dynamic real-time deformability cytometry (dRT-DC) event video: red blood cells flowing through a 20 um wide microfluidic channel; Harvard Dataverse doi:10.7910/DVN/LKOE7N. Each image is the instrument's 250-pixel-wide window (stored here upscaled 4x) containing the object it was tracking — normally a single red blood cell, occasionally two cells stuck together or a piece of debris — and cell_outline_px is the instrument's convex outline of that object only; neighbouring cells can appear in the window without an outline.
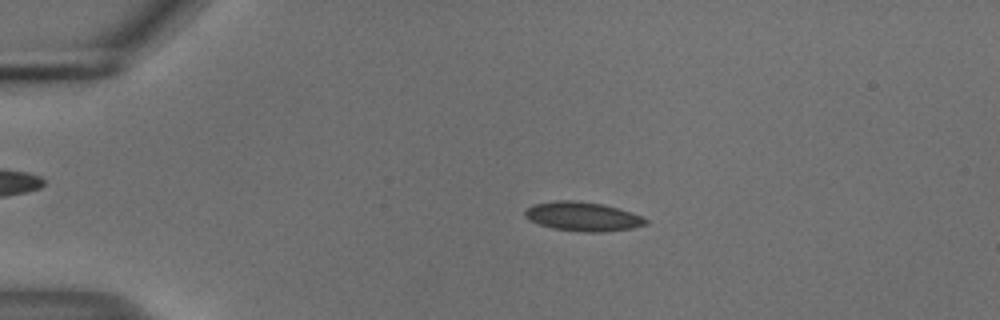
{"species": "common noctule bat (a hibernating species)", "species_latin": "Nyctalus noctula", "temperature_condition": "cold", "stored_images_in_passage": 55, "camera_frame_rate_fps": 3000, "um_per_image_px": 0.085, "animal": {"sex": "male", "body_mass_g": 18.8}, "frame": {"image": 1, "passage_image": 12, "time_ms": 3.667, "image_size_px": [1000, 320], "cell_outline_px": [[648, 224], [632, 228], [600, 232], [584, 232], [552, 228], [528, 220], [524, 216], [524, 212], [532, 204], [556, 200], [572, 200], [604, 204], [620, 208], [632, 212], [648, 220]], "centroid_in_image_um": [49.53, 18.39], "position_along_channel_um": 35.5, "area_um2": 20.58}}
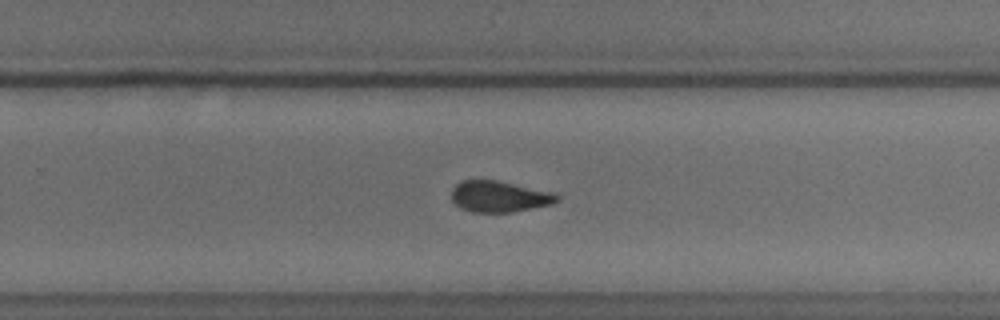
{"frame": {"image": 2, "passage_image": 36, "time_ms": 11.667, "image_size_px": [1000, 320], "cell_outline_px": [[560, 200], [552, 204], [512, 212], [472, 212], [460, 208], [452, 200], [452, 188], [456, 184], [464, 180], [496, 180], [556, 192], [560, 196]], "centroid_in_image_um": [42.48, 16.7], "position_along_channel_um": 287.3, "area_um2": 19.31}}
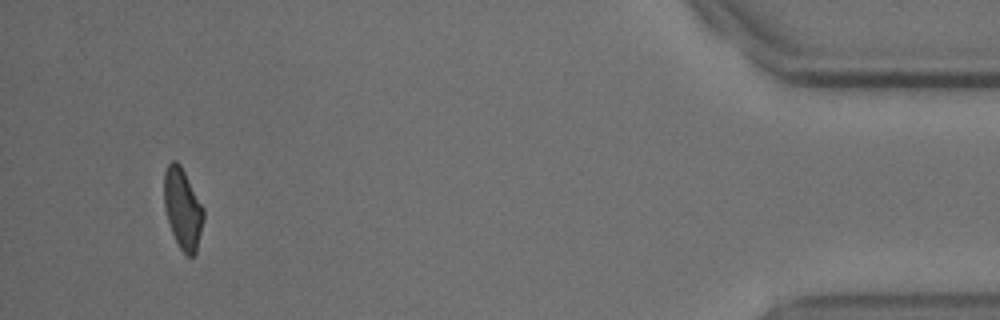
{"frame": {"image": 3, "passage_image": 52, "time_ms": 17.0, "image_size_px": [1000, 320], "cell_outline_px": [[204, 220], [196, 252], [192, 256], [188, 256], [180, 248], [172, 232], [164, 208], [164, 172], [168, 164], [172, 160], [176, 160], [180, 164], [204, 208]], "centroid_in_image_um": [15.53, 17.71], "position_along_channel_um": 419.7, "area_um2": 18.44}, "authors_computed_cell_mechanics": {"area_um2": 19.652, "velocity_mm_per_s": 3.7297, "shape_relaxation_time_tau1_ms": 5.6406, "shape_relaxation_time_tau2_ms": 6.3196, "deformation_change_tau1": 0.1038, "deformation_change_tau2": 0.0653}}